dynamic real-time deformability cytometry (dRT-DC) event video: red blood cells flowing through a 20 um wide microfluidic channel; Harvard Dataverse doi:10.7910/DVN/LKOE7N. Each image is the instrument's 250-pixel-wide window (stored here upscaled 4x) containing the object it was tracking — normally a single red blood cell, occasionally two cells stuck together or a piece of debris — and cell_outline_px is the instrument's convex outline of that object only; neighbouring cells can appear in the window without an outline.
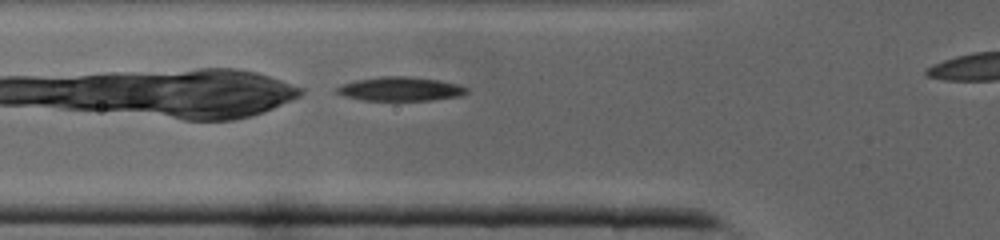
{"species": "common noctule bat (a hibernating species)", "species_latin": "Nyctalus noctula", "temperature_condition": "cold", "stored_images_in_passage": 7, "camera_frame_rate_fps": 3000, "um_per_image_px": 0.085, "animal": {"sex": "male", "body_mass_g": 19.0, "forearm_length_mm": 50.8}, "frame": {"image": 1, "passage_image": 3, "time_ms": 0.667, "image_size_px": [1000, 240], "cell_outline_px": [[468, 92], [460, 96], [432, 100], [364, 100], [344, 96], [336, 92], [336, 88], [340, 84], [356, 80], [380, 76], [408, 76], [436, 80], [456, 84], [468, 88]], "centroid_in_image_um": [34.0, 7.56], "position_along_channel_um": 91.8, "area_um2": 18.03}}
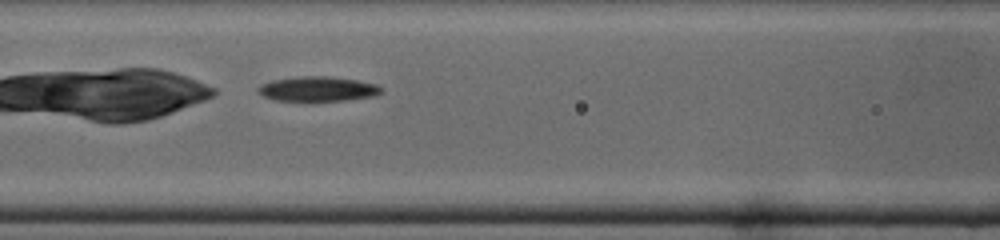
{"frame": {"image": 2, "passage_image": 6, "time_ms": 1.667, "image_size_px": [1000, 240], "cell_outline_px": [[380, 92], [372, 96], [344, 100], [312, 104], [276, 100], [264, 96], [256, 88], [272, 80], [304, 76], [328, 76], [356, 80], [376, 84], [380, 88]], "centroid_in_image_um": [26.97, 7.6], "position_along_channel_um": 139.6, "area_um2": 18.15}}